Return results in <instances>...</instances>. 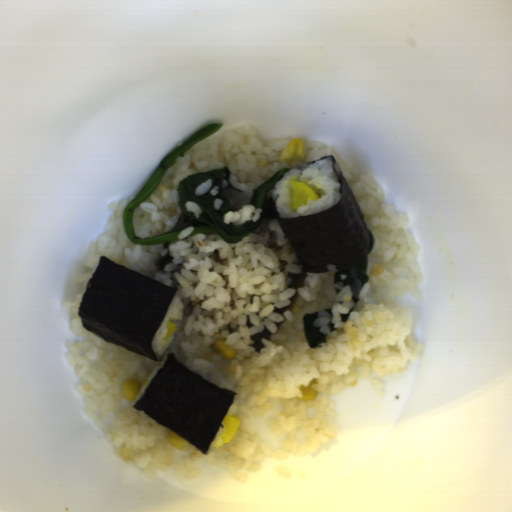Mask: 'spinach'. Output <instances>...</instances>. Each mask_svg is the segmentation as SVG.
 <instances>
[{
	"label": "spinach",
	"instance_id": "spinach-1",
	"mask_svg": "<svg viewBox=\"0 0 512 512\" xmlns=\"http://www.w3.org/2000/svg\"><path fill=\"white\" fill-rule=\"evenodd\" d=\"M222 127L223 124L221 123H213L197 129L187 140L161 159L159 165L143 188L123 210L122 223L126 234L132 242L136 245L144 246L169 243L179 240L181 231L189 226H193L194 230L189 236L217 233L226 243L231 245L245 239L265 220L278 218L274 198L267 200L266 195L273 189L278 180L282 179L287 172L292 170L291 168L285 167L281 169L254 190L250 205H253L256 209H262L259 220L245 222L240 228H236L235 225L224 223V217L226 213L232 209V205L229 199L223 196L222 191L234 189L238 192L240 190L231 184V171L228 167L224 166L223 168H216L211 172L189 175L179 181L177 188L179 206L182 214L190 218L182 226L174 229L173 232L154 238H141L136 236L132 224L134 211L148 199L169 168L176 163L177 159L181 155H183L192 146L213 135ZM209 178L213 181L211 188L215 185H219L218 193L212 196L210 195L209 190L201 196H195L194 190L197 185ZM216 198H220L223 201V205L220 210H216L213 207V201ZM189 201L198 204L201 208L202 212L200 214V218H196L193 212H187L185 204Z\"/></svg>",
	"mask_w": 512,
	"mask_h": 512
},
{
	"label": "spinach",
	"instance_id": "spinach-2",
	"mask_svg": "<svg viewBox=\"0 0 512 512\" xmlns=\"http://www.w3.org/2000/svg\"><path fill=\"white\" fill-rule=\"evenodd\" d=\"M336 284L343 283V287H350L352 302L358 303L359 293L363 287L368 284L369 276L367 274V255L363 261L354 269L337 270L333 276Z\"/></svg>",
	"mask_w": 512,
	"mask_h": 512
},
{
	"label": "spinach",
	"instance_id": "spinach-3",
	"mask_svg": "<svg viewBox=\"0 0 512 512\" xmlns=\"http://www.w3.org/2000/svg\"><path fill=\"white\" fill-rule=\"evenodd\" d=\"M318 317L319 311H316L314 314H303L302 316L303 332L309 349H314L318 345L326 344L327 342L326 335L320 332L321 328L314 326V322Z\"/></svg>",
	"mask_w": 512,
	"mask_h": 512
},
{
	"label": "spinach",
	"instance_id": "spinach-4",
	"mask_svg": "<svg viewBox=\"0 0 512 512\" xmlns=\"http://www.w3.org/2000/svg\"><path fill=\"white\" fill-rule=\"evenodd\" d=\"M353 310H354V307L348 313L339 315L340 316V322H342V323L346 322L348 320L350 314L353 312Z\"/></svg>",
	"mask_w": 512,
	"mask_h": 512
}]
</instances>
